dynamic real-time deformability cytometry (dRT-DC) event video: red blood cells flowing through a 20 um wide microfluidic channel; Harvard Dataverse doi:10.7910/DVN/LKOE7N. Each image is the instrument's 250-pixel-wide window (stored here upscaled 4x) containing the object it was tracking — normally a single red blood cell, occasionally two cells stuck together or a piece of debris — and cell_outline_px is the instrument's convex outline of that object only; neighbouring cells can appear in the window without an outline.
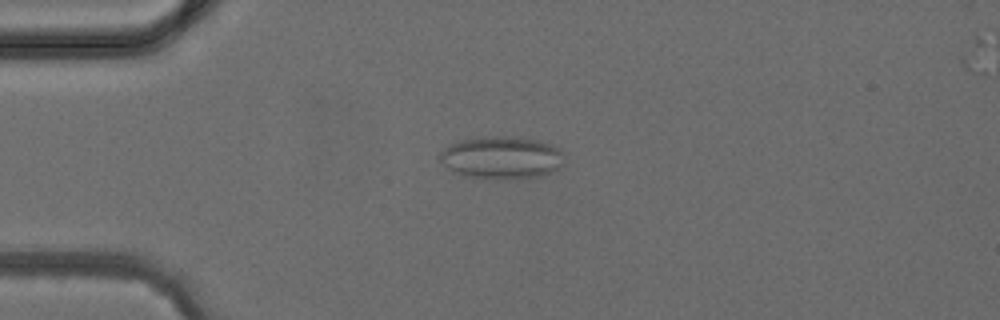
{"species": "common noctule bat (a hibernating species)", "species_latin": "Nyctalus noctula", "temperature_condition": "cold", "stored_images_in_passage": 4, "camera_frame_rate_fps": 3000, "um_per_image_px": 0.085, "animal": {"sex": "female", "body_mass_g": 24.6, "forearm_length_mm": 56.2}, "frame": {"image": 1, "passage_image": 3, "time_ms": 2.333, "image_size_px": [1000, 320], "cell_outline_px": [[564, 168], [552, 172], [536, 176], [464, 176], [452, 172], [436, 156], [444, 148], [460, 140], [484, 136], [520, 136], [552, 144], [560, 148], [564, 164]], "centroid_in_image_um": [42.65, 13.34], "position_along_channel_um": 42.4, "area_um2": 30.4}}